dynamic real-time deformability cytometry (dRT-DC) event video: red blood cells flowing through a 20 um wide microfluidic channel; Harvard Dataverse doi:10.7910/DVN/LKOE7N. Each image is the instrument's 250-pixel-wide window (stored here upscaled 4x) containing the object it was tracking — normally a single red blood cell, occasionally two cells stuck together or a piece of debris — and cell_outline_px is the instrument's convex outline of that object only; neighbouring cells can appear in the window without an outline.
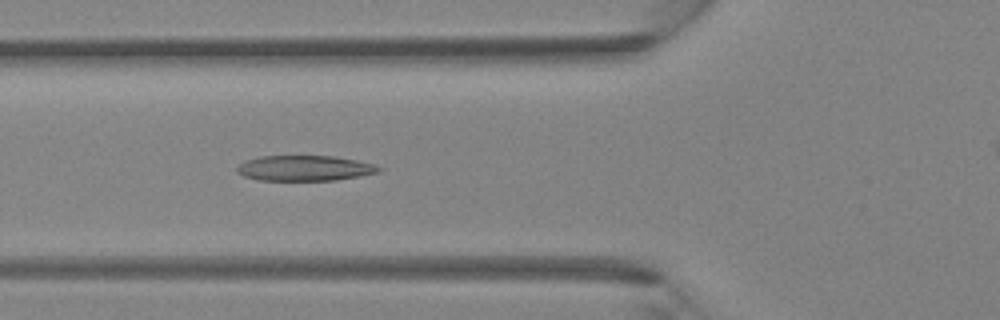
{"species": "Egyptian fruit bat (a non-hibernating species)", "species_latin": "Rousettus aegyptiacus", "temperature_condition": "room temperature", "stored_images_in_passage": 33, "camera_frame_rate_fps": 3000, "um_per_image_px": 0.085, "animal": {"sex": "female"}, "frame": {"image": 1, "passage_image": 9, "time_ms": 2.667, "image_size_px": [1000, 320], "cell_outline_px": [[384, 168], [380, 172], [360, 176], [336, 180], [260, 180], [244, 176], [236, 172], [236, 168], [244, 160], [260, 156], [332, 156], [356, 160], [372, 164]], "centroid_in_image_um": [25.89, 14.29], "position_along_channel_um": 99.9, "area_um2": 20.98}}
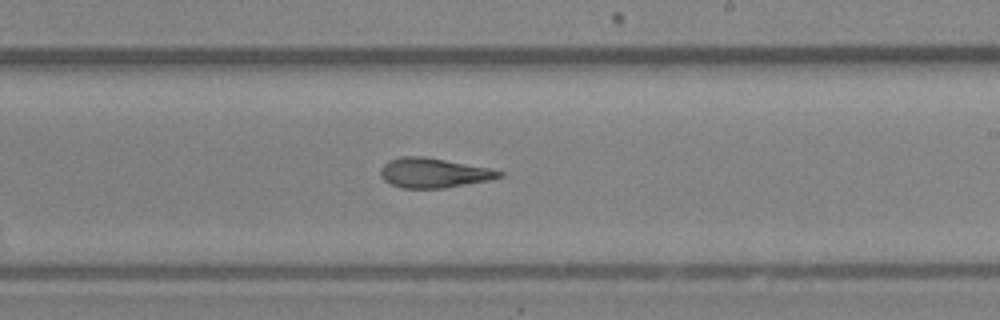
{"frame": {"image": 2, "passage_image": 19, "time_ms": 6.0, "image_size_px": [1000, 320], "cell_outline_px": [[504, 176], [488, 180], [444, 188], [400, 188], [384, 180], [380, 176], [380, 168], [388, 160], [400, 156], [424, 156], [492, 168], [504, 172]], "centroid_in_image_um": [36.85, 14.68], "position_along_channel_um": 252.1, "area_um2": 20.69}}
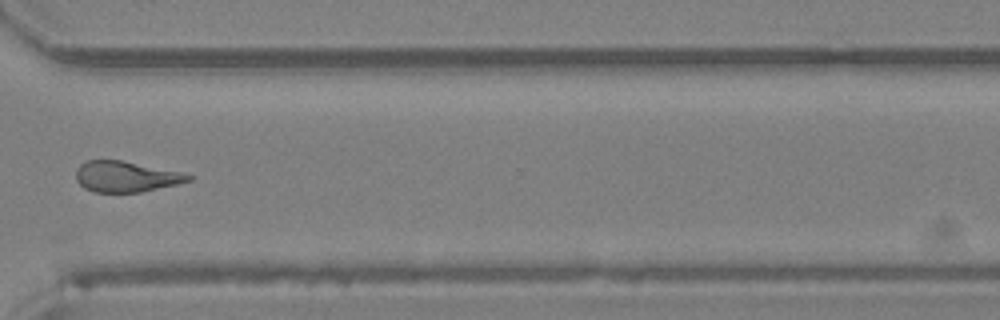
{"frame": {"image": 3, "passage_image": 26, "time_ms": 8.333, "image_size_px": [1000, 320], "cell_outline_px": [[192, 180], [176, 184], [140, 192], [92, 192], [84, 188], [76, 180], [76, 168], [80, 164], [88, 160], [120, 160], [180, 172], [192, 176]], "centroid_in_image_um": [10.65, 15.01], "position_along_channel_um": 360.0, "area_um2": 19.94}}